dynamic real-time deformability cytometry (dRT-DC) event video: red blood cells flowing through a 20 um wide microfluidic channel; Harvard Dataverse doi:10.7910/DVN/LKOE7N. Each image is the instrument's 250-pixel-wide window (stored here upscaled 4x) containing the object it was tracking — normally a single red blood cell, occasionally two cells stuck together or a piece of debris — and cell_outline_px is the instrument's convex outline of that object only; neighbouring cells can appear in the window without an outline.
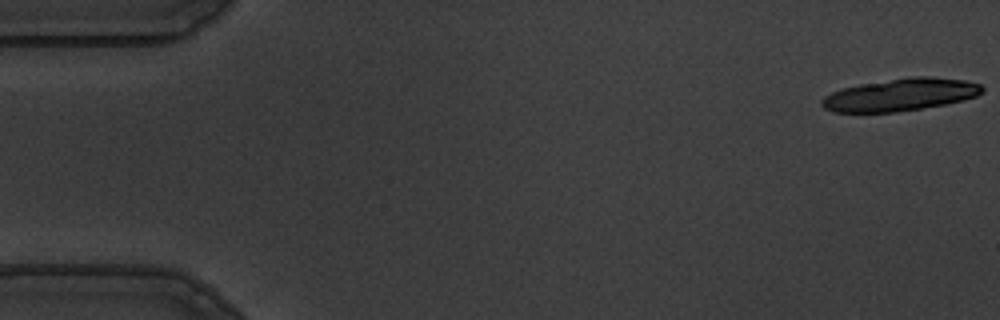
{"species": "common noctule bat (a hibernating species)", "species_latin": "Nyctalus noctula", "temperature_condition": "warm", "stored_images_in_passage": 18, "camera_frame_rate_fps": 3000, "um_per_image_px": 0.085, "animal": {"sex": "male", "body_mass_g": 19.5, "forearm_length_mm": 54.6}, "frame": {"image": 1, "passage_image": 1, "time_ms": 0.0, "image_size_px": [1000, 320], "cell_outline_px": [[984, 92], [976, 96], [964, 100], [944, 104], [896, 112], [832, 112], [824, 108], [820, 104], [820, 100], [824, 96], [832, 92], [844, 88], [860, 84], [912, 76], [932, 76], [964, 80], [980, 84], [984, 88]], "centroid_in_image_um": [76.53, 8.05], "position_along_channel_um": 8.5, "area_um2": 30.29}}